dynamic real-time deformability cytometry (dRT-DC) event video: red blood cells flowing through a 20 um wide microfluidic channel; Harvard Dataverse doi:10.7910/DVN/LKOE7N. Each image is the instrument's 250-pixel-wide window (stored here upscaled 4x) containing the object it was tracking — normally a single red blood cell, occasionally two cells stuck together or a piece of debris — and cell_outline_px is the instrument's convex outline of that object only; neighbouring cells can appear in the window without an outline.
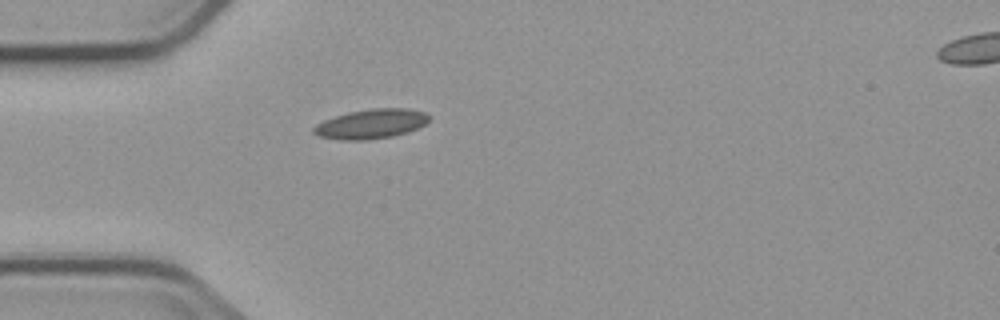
{"species": "common noctule bat (a hibernating species)", "species_latin": "Nyctalus noctula", "temperature_condition": "cold", "stored_images_in_passage": 1, "camera_frame_rate_fps": 3000, "um_per_image_px": 0.085, "animal": {"sex": "male", "body_mass_g": 23.1, "forearm_length_mm": 52.7}, "frame": {"image": 1, "passage_image": 1, "time_ms": 0.0, "image_size_px": [1000, 320], "cell_outline_px": [[428, 120], [424, 124], [408, 132], [392, 136], [368, 140], [340, 140], [320, 136], [312, 132], [312, 128], [316, 124], [324, 120], [348, 112], [372, 108], [408, 108], [424, 112], [428, 116]], "centroid_in_image_um": [31.51, 10.53], "position_along_channel_um": 53.5, "area_um2": 19.77}}